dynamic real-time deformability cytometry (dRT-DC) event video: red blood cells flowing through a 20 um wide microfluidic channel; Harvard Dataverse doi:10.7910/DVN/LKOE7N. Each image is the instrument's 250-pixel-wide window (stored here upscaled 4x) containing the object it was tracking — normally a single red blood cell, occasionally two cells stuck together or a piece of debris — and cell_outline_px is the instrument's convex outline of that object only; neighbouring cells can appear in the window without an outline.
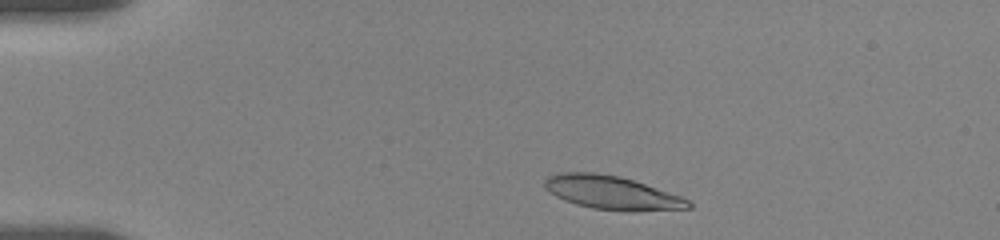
{"species": "human", "species_latin": "Homo sapiens", "temperature_condition": "room temperature", "stored_images_in_passage": 43, "camera_frame_rate_fps": 3000, "um_per_image_px": 0.085, "donor": {"sex": "female"}, "frame": {"image": 1, "passage_image": 4, "time_ms": 1.0, "image_size_px": [1000, 240], "cell_outline_px": [[692, 208], [632, 212], [628, 212], [592, 208], [576, 204], [564, 200], [548, 192], [544, 188], [544, 180], [548, 176], [560, 172], [592, 172], [620, 176], [680, 196], [688, 200], [692, 204]], "centroid_in_image_um": [51.97, 16.39], "position_along_channel_um": 33.0, "area_um2": 28.15}}
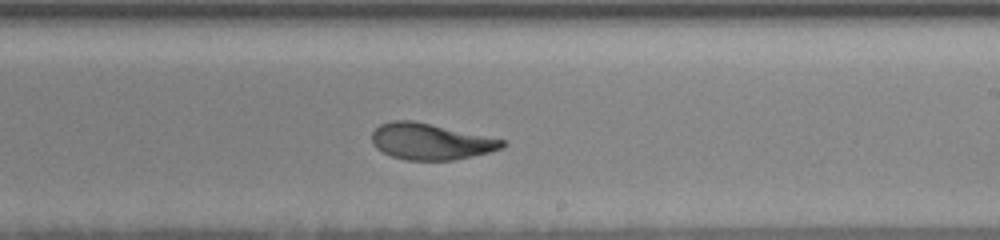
{"frame": {"image": 2, "passage_image": 27, "time_ms": 8.667, "image_size_px": [1000, 240], "cell_outline_px": [[508, 144], [504, 148], [472, 156], [452, 160], [404, 160], [392, 156], [376, 148], [372, 144], [372, 132], [380, 124], [392, 120], [412, 120], [504, 140]], "centroid_in_image_um": [36.58, 12.03], "position_along_channel_um": 252.4, "area_um2": 27.34}}
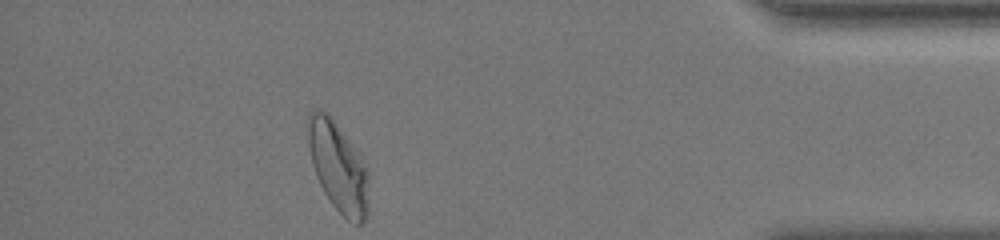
{"frame": {"image": 3, "passage_image": 43, "time_ms": 14.0, "image_size_px": [1000, 240], "cell_outline_px": [[368, 216], [360, 224], [356, 224], [348, 220], [332, 204], [324, 192], [316, 176], [312, 164], [308, 144], [308, 116], [312, 108], [316, 108], [328, 112], [356, 152], [364, 164], [368, 172]], "centroid_in_image_um": [28.73, 14.19], "position_along_channel_um": 406.5, "area_um2": 31.39}, "authors_computed_cell_mechanics": {"area_um2": 28.3798, "velocity_mm_per_s": 3.6148, "shape_relaxation_time_tau1_ms": 4.3313, "shape_relaxation_time_tau2_ms": 1.4417, "deformation_change_tau1": 0.198, "deformation_change_tau2": 0.0784}}